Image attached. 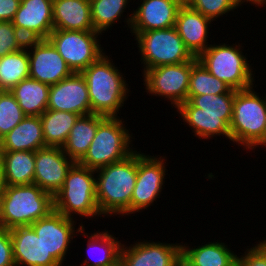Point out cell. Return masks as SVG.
<instances>
[{"mask_svg":"<svg viewBox=\"0 0 266 266\" xmlns=\"http://www.w3.org/2000/svg\"><path fill=\"white\" fill-rule=\"evenodd\" d=\"M105 118V116L97 114L80 116L78 118L62 146V150L71 160L79 162L85 156L95 137L98 125Z\"/></svg>","mask_w":266,"mask_h":266,"instance_id":"obj_26","label":"cell"},{"mask_svg":"<svg viewBox=\"0 0 266 266\" xmlns=\"http://www.w3.org/2000/svg\"><path fill=\"white\" fill-rule=\"evenodd\" d=\"M141 55L143 71L154 67L185 63L194 56L185 47L174 27L133 33Z\"/></svg>","mask_w":266,"mask_h":266,"instance_id":"obj_9","label":"cell"},{"mask_svg":"<svg viewBox=\"0 0 266 266\" xmlns=\"http://www.w3.org/2000/svg\"><path fill=\"white\" fill-rule=\"evenodd\" d=\"M124 122L120 116L106 117L98 125L88 151L78 163L96 170L131 155L135 151L132 147L135 138Z\"/></svg>","mask_w":266,"mask_h":266,"instance_id":"obj_7","label":"cell"},{"mask_svg":"<svg viewBox=\"0 0 266 266\" xmlns=\"http://www.w3.org/2000/svg\"><path fill=\"white\" fill-rule=\"evenodd\" d=\"M158 156L138 151L137 179L131 198V214L147 210L162 194L168 165L165 162L166 156Z\"/></svg>","mask_w":266,"mask_h":266,"instance_id":"obj_12","label":"cell"},{"mask_svg":"<svg viewBox=\"0 0 266 266\" xmlns=\"http://www.w3.org/2000/svg\"><path fill=\"white\" fill-rule=\"evenodd\" d=\"M27 40L10 21H0V57L25 47Z\"/></svg>","mask_w":266,"mask_h":266,"instance_id":"obj_35","label":"cell"},{"mask_svg":"<svg viewBox=\"0 0 266 266\" xmlns=\"http://www.w3.org/2000/svg\"><path fill=\"white\" fill-rule=\"evenodd\" d=\"M54 210L65 217H104L96 199V174L94 169L75 162L69 169L62 187L53 196ZM73 214V215H72ZM75 215V216H74Z\"/></svg>","mask_w":266,"mask_h":266,"instance_id":"obj_6","label":"cell"},{"mask_svg":"<svg viewBox=\"0 0 266 266\" xmlns=\"http://www.w3.org/2000/svg\"><path fill=\"white\" fill-rule=\"evenodd\" d=\"M242 48V43L240 45L239 42L238 45L211 43L197 59L212 75L224 81L231 89L243 90L255 84V71L246 58L247 53L243 55Z\"/></svg>","mask_w":266,"mask_h":266,"instance_id":"obj_8","label":"cell"},{"mask_svg":"<svg viewBox=\"0 0 266 266\" xmlns=\"http://www.w3.org/2000/svg\"><path fill=\"white\" fill-rule=\"evenodd\" d=\"M181 261L186 266H237V254L219 240L197 248L182 242Z\"/></svg>","mask_w":266,"mask_h":266,"instance_id":"obj_22","label":"cell"},{"mask_svg":"<svg viewBox=\"0 0 266 266\" xmlns=\"http://www.w3.org/2000/svg\"><path fill=\"white\" fill-rule=\"evenodd\" d=\"M54 210L53 196L36 184L3 186L0 190V227L30 226Z\"/></svg>","mask_w":266,"mask_h":266,"instance_id":"obj_4","label":"cell"},{"mask_svg":"<svg viewBox=\"0 0 266 266\" xmlns=\"http://www.w3.org/2000/svg\"><path fill=\"white\" fill-rule=\"evenodd\" d=\"M186 3L212 21L242 6L238 0H188Z\"/></svg>","mask_w":266,"mask_h":266,"instance_id":"obj_34","label":"cell"},{"mask_svg":"<svg viewBox=\"0 0 266 266\" xmlns=\"http://www.w3.org/2000/svg\"><path fill=\"white\" fill-rule=\"evenodd\" d=\"M259 96L254 85L243 90H235L232 119L230 122L231 141L254 151L264 147L266 130V94Z\"/></svg>","mask_w":266,"mask_h":266,"instance_id":"obj_5","label":"cell"},{"mask_svg":"<svg viewBox=\"0 0 266 266\" xmlns=\"http://www.w3.org/2000/svg\"><path fill=\"white\" fill-rule=\"evenodd\" d=\"M29 77L48 84H57L74 72L48 39L28 40Z\"/></svg>","mask_w":266,"mask_h":266,"instance_id":"obj_14","label":"cell"},{"mask_svg":"<svg viewBox=\"0 0 266 266\" xmlns=\"http://www.w3.org/2000/svg\"><path fill=\"white\" fill-rule=\"evenodd\" d=\"M212 20L183 3L177 13L175 28L184 42L185 47L194 57H198L211 44H208V31Z\"/></svg>","mask_w":266,"mask_h":266,"instance_id":"obj_21","label":"cell"},{"mask_svg":"<svg viewBox=\"0 0 266 266\" xmlns=\"http://www.w3.org/2000/svg\"><path fill=\"white\" fill-rule=\"evenodd\" d=\"M101 33L91 31L53 29L48 40L73 72L81 73L102 54ZM100 36V37H99ZM103 48V49H102Z\"/></svg>","mask_w":266,"mask_h":266,"instance_id":"obj_10","label":"cell"},{"mask_svg":"<svg viewBox=\"0 0 266 266\" xmlns=\"http://www.w3.org/2000/svg\"><path fill=\"white\" fill-rule=\"evenodd\" d=\"M2 161L3 186L34 184V151H2Z\"/></svg>","mask_w":266,"mask_h":266,"instance_id":"obj_27","label":"cell"},{"mask_svg":"<svg viewBox=\"0 0 266 266\" xmlns=\"http://www.w3.org/2000/svg\"><path fill=\"white\" fill-rule=\"evenodd\" d=\"M52 9L53 0H21L12 23L27 41L47 39L54 29Z\"/></svg>","mask_w":266,"mask_h":266,"instance_id":"obj_19","label":"cell"},{"mask_svg":"<svg viewBox=\"0 0 266 266\" xmlns=\"http://www.w3.org/2000/svg\"><path fill=\"white\" fill-rule=\"evenodd\" d=\"M241 4H246L249 2L251 5H255V7H265L266 6V0H238ZM246 2V3H245Z\"/></svg>","mask_w":266,"mask_h":266,"instance_id":"obj_39","label":"cell"},{"mask_svg":"<svg viewBox=\"0 0 266 266\" xmlns=\"http://www.w3.org/2000/svg\"><path fill=\"white\" fill-rule=\"evenodd\" d=\"M15 266H61L30 226L9 230Z\"/></svg>","mask_w":266,"mask_h":266,"instance_id":"obj_20","label":"cell"},{"mask_svg":"<svg viewBox=\"0 0 266 266\" xmlns=\"http://www.w3.org/2000/svg\"><path fill=\"white\" fill-rule=\"evenodd\" d=\"M50 86L32 78H26L10 92L26 116H40L47 110Z\"/></svg>","mask_w":266,"mask_h":266,"instance_id":"obj_28","label":"cell"},{"mask_svg":"<svg viewBox=\"0 0 266 266\" xmlns=\"http://www.w3.org/2000/svg\"><path fill=\"white\" fill-rule=\"evenodd\" d=\"M20 3V0H0V21L12 22Z\"/></svg>","mask_w":266,"mask_h":266,"instance_id":"obj_38","label":"cell"},{"mask_svg":"<svg viewBox=\"0 0 266 266\" xmlns=\"http://www.w3.org/2000/svg\"><path fill=\"white\" fill-rule=\"evenodd\" d=\"M112 60L105 51L81 72L87 82L92 114L118 117L131 92L124 74Z\"/></svg>","mask_w":266,"mask_h":266,"instance_id":"obj_3","label":"cell"},{"mask_svg":"<svg viewBox=\"0 0 266 266\" xmlns=\"http://www.w3.org/2000/svg\"><path fill=\"white\" fill-rule=\"evenodd\" d=\"M40 116H26L0 140L2 151H37L45 148Z\"/></svg>","mask_w":266,"mask_h":266,"instance_id":"obj_24","label":"cell"},{"mask_svg":"<svg viewBox=\"0 0 266 266\" xmlns=\"http://www.w3.org/2000/svg\"><path fill=\"white\" fill-rule=\"evenodd\" d=\"M0 266H15L10 231L0 227Z\"/></svg>","mask_w":266,"mask_h":266,"instance_id":"obj_37","label":"cell"},{"mask_svg":"<svg viewBox=\"0 0 266 266\" xmlns=\"http://www.w3.org/2000/svg\"><path fill=\"white\" fill-rule=\"evenodd\" d=\"M3 161H2V150L0 148V190L3 187Z\"/></svg>","mask_w":266,"mask_h":266,"instance_id":"obj_40","label":"cell"},{"mask_svg":"<svg viewBox=\"0 0 266 266\" xmlns=\"http://www.w3.org/2000/svg\"><path fill=\"white\" fill-rule=\"evenodd\" d=\"M80 115L67 111L45 110L40 119L46 147H61Z\"/></svg>","mask_w":266,"mask_h":266,"instance_id":"obj_29","label":"cell"},{"mask_svg":"<svg viewBox=\"0 0 266 266\" xmlns=\"http://www.w3.org/2000/svg\"><path fill=\"white\" fill-rule=\"evenodd\" d=\"M235 93L228 84L212 75L197 57L192 59V70L187 96H200L203 94Z\"/></svg>","mask_w":266,"mask_h":266,"instance_id":"obj_31","label":"cell"},{"mask_svg":"<svg viewBox=\"0 0 266 266\" xmlns=\"http://www.w3.org/2000/svg\"><path fill=\"white\" fill-rule=\"evenodd\" d=\"M54 29L94 30L90 0H53Z\"/></svg>","mask_w":266,"mask_h":266,"instance_id":"obj_23","label":"cell"},{"mask_svg":"<svg viewBox=\"0 0 266 266\" xmlns=\"http://www.w3.org/2000/svg\"><path fill=\"white\" fill-rule=\"evenodd\" d=\"M178 266H186L182 261Z\"/></svg>","mask_w":266,"mask_h":266,"instance_id":"obj_43","label":"cell"},{"mask_svg":"<svg viewBox=\"0 0 266 266\" xmlns=\"http://www.w3.org/2000/svg\"><path fill=\"white\" fill-rule=\"evenodd\" d=\"M47 109L67 111L80 116L92 114L88 86L84 76L74 72L57 84L51 85Z\"/></svg>","mask_w":266,"mask_h":266,"instance_id":"obj_17","label":"cell"},{"mask_svg":"<svg viewBox=\"0 0 266 266\" xmlns=\"http://www.w3.org/2000/svg\"><path fill=\"white\" fill-rule=\"evenodd\" d=\"M74 163L61 147H45L35 151L34 184L54 196Z\"/></svg>","mask_w":266,"mask_h":266,"instance_id":"obj_18","label":"cell"},{"mask_svg":"<svg viewBox=\"0 0 266 266\" xmlns=\"http://www.w3.org/2000/svg\"><path fill=\"white\" fill-rule=\"evenodd\" d=\"M251 248H245L242 255H237V266H266V239L257 242Z\"/></svg>","mask_w":266,"mask_h":266,"instance_id":"obj_36","label":"cell"},{"mask_svg":"<svg viewBox=\"0 0 266 266\" xmlns=\"http://www.w3.org/2000/svg\"><path fill=\"white\" fill-rule=\"evenodd\" d=\"M182 3H186L188 0H180Z\"/></svg>","mask_w":266,"mask_h":266,"instance_id":"obj_44","label":"cell"},{"mask_svg":"<svg viewBox=\"0 0 266 266\" xmlns=\"http://www.w3.org/2000/svg\"><path fill=\"white\" fill-rule=\"evenodd\" d=\"M264 147L266 148V130H265V133H264Z\"/></svg>","mask_w":266,"mask_h":266,"instance_id":"obj_42","label":"cell"},{"mask_svg":"<svg viewBox=\"0 0 266 266\" xmlns=\"http://www.w3.org/2000/svg\"><path fill=\"white\" fill-rule=\"evenodd\" d=\"M109 266H124L123 262L121 259H119L118 261H116L115 263H113L112 265Z\"/></svg>","mask_w":266,"mask_h":266,"instance_id":"obj_41","label":"cell"},{"mask_svg":"<svg viewBox=\"0 0 266 266\" xmlns=\"http://www.w3.org/2000/svg\"><path fill=\"white\" fill-rule=\"evenodd\" d=\"M139 1V0H138ZM140 2V3H139ZM137 9L127 14L125 22L130 33L167 29L175 26L180 0H140Z\"/></svg>","mask_w":266,"mask_h":266,"instance_id":"obj_15","label":"cell"},{"mask_svg":"<svg viewBox=\"0 0 266 266\" xmlns=\"http://www.w3.org/2000/svg\"><path fill=\"white\" fill-rule=\"evenodd\" d=\"M137 170V150L121 161L95 170L97 205L104 217L131 216V198Z\"/></svg>","mask_w":266,"mask_h":266,"instance_id":"obj_1","label":"cell"},{"mask_svg":"<svg viewBox=\"0 0 266 266\" xmlns=\"http://www.w3.org/2000/svg\"><path fill=\"white\" fill-rule=\"evenodd\" d=\"M132 0H90L91 17L94 30L101 33L108 32L126 12ZM129 4V5H128Z\"/></svg>","mask_w":266,"mask_h":266,"instance_id":"obj_32","label":"cell"},{"mask_svg":"<svg viewBox=\"0 0 266 266\" xmlns=\"http://www.w3.org/2000/svg\"><path fill=\"white\" fill-rule=\"evenodd\" d=\"M191 70L192 60L142 71L145 92L149 96L163 97L175 109L187 101Z\"/></svg>","mask_w":266,"mask_h":266,"instance_id":"obj_11","label":"cell"},{"mask_svg":"<svg viewBox=\"0 0 266 266\" xmlns=\"http://www.w3.org/2000/svg\"><path fill=\"white\" fill-rule=\"evenodd\" d=\"M26 115L8 91H0V140L18 125Z\"/></svg>","mask_w":266,"mask_h":266,"instance_id":"obj_33","label":"cell"},{"mask_svg":"<svg viewBox=\"0 0 266 266\" xmlns=\"http://www.w3.org/2000/svg\"><path fill=\"white\" fill-rule=\"evenodd\" d=\"M77 221L65 217L63 214L53 210L48 216L32 223L30 227L40 237L47 252L61 265L66 261V254L70 251V243L78 236L79 228L76 227ZM76 229V230H75ZM72 241V242H71Z\"/></svg>","mask_w":266,"mask_h":266,"instance_id":"obj_13","label":"cell"},{"mask_svg":"<svg viewBox=\"0 0 266 266\" xmlns=\"http://www.w3.org/2000/svg\"><path fill=\"white\" fill-rule=\"evenodd\" d=\"M79 235L88 237L86 251L88 258H90L86 257L80 266H109L120 259L123 243L118 241V237L116 238L109 231H94L89 234L85 233L83 225L79 230Z\"/></svg>","mask_w":266,"mask_h":266,"instance_id":"obj_25","label":"cell"},{"mask_svg":"<svg viewBox=\"0 0 266 266\" xmlns=\"http://www.w3.org/2000/svg\"><path fill=\"white\" fill-rule=\"evenodd\" d=\"M137 241L130 246L123 243L120 259L124 266H178L181 263V243Z\"/></svg>","mask_w":266,"mask_h":266,"instance_id":"obj_16","label":"cell"},{"mask_svg":"<svg viewBox=\"0 0 266 266\" xmlns=\"http://www.w3.org/2000/svg\"><path fill=\"white\" fill-rule=\"evenodd\" d=\"M234 97L235 93L187 96V101L181 103L176 111L195 137L207 140L225 136L230 142Z\"/></svg>","mask_w":266,"mask_h":266,"instance_id":"obj_2","label":"cell"},{"mask_svg":"<svg viewBox=\"0 0 266 266\" xmlns=\"http://www.w3.org/2000/svg\"><path fill=\"white\" fill-rule=\"evenodd\" d=\"M29 78V57L26 46L0 57V91H10Z\"/></svg>","mask_w":266,"mask_h":266,"instance_id":"obj_30","label":"cell"}]
</instances>
